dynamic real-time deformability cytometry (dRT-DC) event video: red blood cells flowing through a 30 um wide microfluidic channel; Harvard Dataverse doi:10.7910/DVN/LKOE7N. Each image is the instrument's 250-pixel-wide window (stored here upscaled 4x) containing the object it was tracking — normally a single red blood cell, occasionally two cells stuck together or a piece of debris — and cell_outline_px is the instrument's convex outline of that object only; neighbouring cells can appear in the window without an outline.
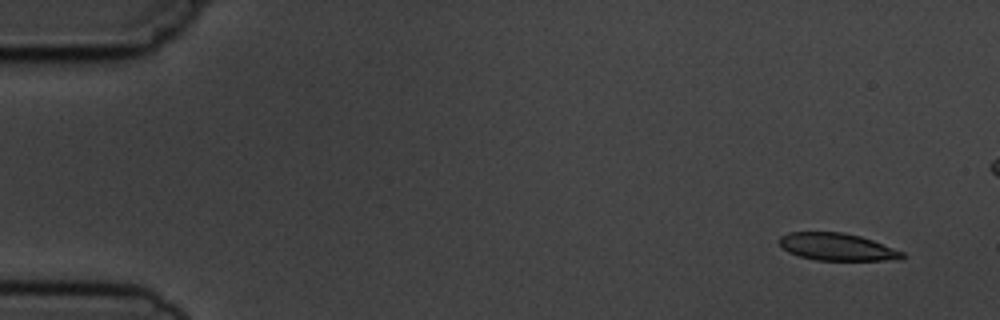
{"species": "common noctule bat (a hibernating species)", "species_latin": "Nyctalus noctula", "temperature_condition": "cold", "stored_images_in_passage": 6, "camera_frame_rate_fps": 3000, "um_per_image_px": 0.085, "animal": {"sex": "male", "body_mass_g": 19.5, "forearm_length_mm": 54.6}, "frame": {"image": 1, "passage_image": 1, "time_ms": 0.0, "image_size_px": [1000, 320], "cell_outline_px": [[904, 256], [900, 260], [816, 260], [800, 256], [788, 252], [780, 244], [780, 236], [788, 232], [844, 232], [860, 236], [872, 240], [904, 252]], "centroid_in_image_um": [71.16, 20.98], "position_along_channel_um": 13.8, "area_um2": 19.48}}
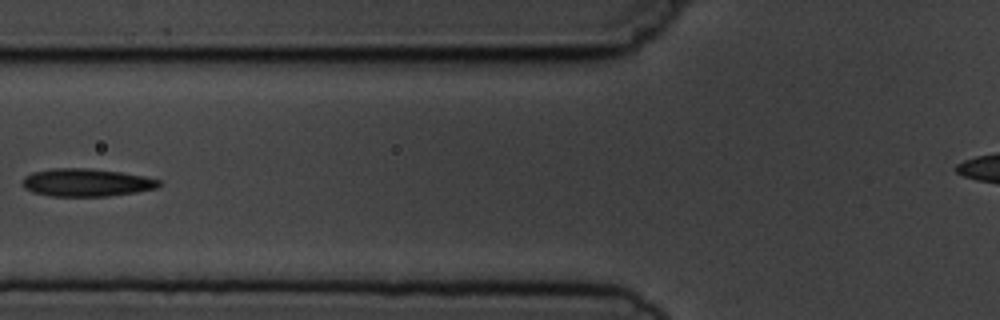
{"frame": {"image": 2, "passage_image": 6, "time_ms": 6.0, "image_size_px": [1000, 320], "cell_outline_px": [[164, 184], [156, 188], [136, 192], [108, 196], [52, 196], [32, 192], [24, 188], [24, 176], [32, 172], [56, 168], [88, 168], [120, 172], [144, 176], [160, 180]], "centroid_in_image_um": [7.37, 15.51], "position_along_channel_um": 118.4, "area_um2": 22.08}}